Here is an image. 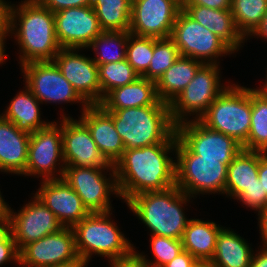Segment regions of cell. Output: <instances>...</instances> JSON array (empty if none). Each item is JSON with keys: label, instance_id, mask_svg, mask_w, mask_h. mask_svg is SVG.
Listing matches in <instances>:
<instances>
[{"label": "cell", "instance_id": "obj_51", "mask_svg": "<svg viewBox=\"0 0 267 267\" xmlns=\"http://www.w3.org/2000/svg\"><path fill=\"white\" fill-rule=\"evenodd\" d=\"M6 0H0V22L6 17Z\"/></svg>", "mask_w": 267, "mask_h": 267}, {"label": "cell", "instance_id": "obj_27", "mask_svg": "<svg viewBox=\"0 0 267 267\" xmlns=\"http://www.w3.org/2000/svg\"><path fill=\"white\" fill-rule=\"evenodd\" d=\"M204 63L187 56H180L156 81L158 98L170 104L190 83Z\"/></svg>", "mask_w": 267, "mask_h": 267}, {"label": "cell", "instance_id": "obj_54", "mask_svg": "<svg viewBox=\"0 0 267 267\" xmlns=\"http://www.w3.org/2000/svg\"><path fill=\"white\" fill-rule=\"evenodd\" d=\"M177 1L181 6H183L186 2V0H175Z\"/></svg>", "mask_w": 267, "mask_h": 267}, {"label": "cell", "instance_id": "obj_16", "mask_svg": "<svg viewBox=\"0 0 267 267\" xmlns=\"http://www.w3.org/2000/svg\"><path fill=\"white\" fill-rule=\"evenodd\" d=\"M181 9L175 0H132L129 32L157 39L168 38Z\"/></svg>", "mask_w": 267, "mask_h": 267}, {"label": "cell", "instance_id": "obj_31", "mask_svg": "<svg viewBox=\"0 0 267 267\" xmlns=\"http://www.w3.org/2000/svg\"><path fill=\"white\" fill-rule=\"evenodd\" d=\"M251 126L242 149L267 153V97L251 88Z\"/></svg>", "mask_w": 267, "mask_h": 267}, {"label": "cell", "instance_id": "obj_19", "mask_svg": "<svg viewBox=\"0 0 267 267\" xmlns=\"http://www.w3.org/2000/svg\"><path fill=\"white\" fill-rule=\"evenodd\" d=\"M54 17L61 48L87 49L93 39L103 32L92 6L63 9L54 12Z\"/></svg>", "mask_w": 267, "mask_h": 267}, {"label": "cell", "instance_id": "obj_46", "mask_svg": "<svg viewBox=\"0 0 267 267\" xmlns=\"http://www.w3.org/2000/svg\"><path fill=\"white\" fill-rule=\"evenodd\" d=\"M259 232L262 238V246L267 247V207L258 212Z\"/></svg>", "mask_w": 267, "mask_h": 267}, {"label": "cell", "instance_id": "obj_10", "mask_svg": "<svg viewBox=\"0 0 267 267\" xmlns=\"http://www.w3.org/2000/svg\"><path fill=\"white\" fill-rule=\"evenodd\" d=\"M108 171L109 174H106ZM104 174L110 176L107 178ZM62 178L77 193L90 213L110 212L111 194L120 198L114 168L65 166Z\"/></svg>", "mask_w": 267, "mask_h": 267}, {"label": "cell", "instance_id": "obj_40", "mask_svg": "<svg viewBox=\"0 0 267 267\" xmlns=\"http://www.w3.org/2000/svg\"><path fill=\"white\" fill-rule=\"evenodd\" d=\"M51 12H59L63 9L91 6L92 0H38Z\"/></svg>", "mask_w": 267, "mask_h": 267}, {"label": "cell", "instance_id": "obj_7", "mask_svg": "<svg viewBox=\"0 0 267 267\" xmlns=\"http://www.w3.org/2000/svg\"><path fill=\"white\" fill-rule=\"evenodd\" d=\"M251 88L228 86L199 120L208 128L233 137L243 145L251 126Z\"/></svg>", "mask_w": 267, "mask_h": 267}, {"label": "cell", "instance_id": "obj_14", "mask_svg": "<svg viewBox=\"0 0 267 267\" xmlns=\"http://www.w3.org/2000/svg\"><path fill=\"white\" fill-rule=\"evenodd\" d=\"M177 138L201 158L222 159L229 165L242 145L233 137L206 127L199 119H189L176 125Z\"/></svg>", "mask_w": 267, "mask_h": 267}, {"label": "cell", "instance_id": "obj_18", "mask_svg": "<svg viewBox=\"0 0 267 267\" xmlns=\"http://www.w3.org/2000/svg\"><path fill=\"white\" fill-rule=\"evenodd\" d=\"M62 118V148L65 166L114 168L98 149L87 126L80 120Z\"/></svg>", "mask_w": 267, "mask_h": 267}, {"label": "cell", "instance_id": "obj_8", "mask_svg": "<svg viewBox=\"0 0 267 267\" xmlns=\"http://www.w3.org/2000/svg\"><path fill=\"white\" fill-rule=\"evenodd\" d=\"M219 64H203L177 97L169 104L171 118L177 125L189 116L199 119L213 101L229 86L221 84ZM223 85V86H222Z\"/></svg>", "mask_w": 267, "mask_h": 267}, {"label": "cell", "instance_id": "obj_43", "mask_svg": "<svg viewBox=\"0 0 267 267\" xmlns=\"http://www.w3.org/2000/svg\"><path fill=\"white\" fill-rule=\"evenodd\" d=\"M11 35V31H10V24L9 21L7 19V17H5L1 22H0V64H3V62H5L6 58L8 57V55H5V51L6 49L5 47V39H7V36Z\"/></svg>", "mask_w": 267, "mask_h": 267}, {"label": "cell", "instance_id": "obj_20", "mask_svg": "<svg viewBox=\"0 0 267 267\" xmlns=\"http://www.w3.org/2000/svg\"><path fill=\"white\" fill-rule=\"evenodd\" d=\"M41 181L35 196L64 227H73L90 214L81 198L63 178Z\"/></svg>", "mask_w": 267, "mask_h": 267}, {"label": "cell", "instance_id": "obj_21", "mask_svg": "<svg viewBox=\"0 0 267 267\" xmlns=\"http://www.w3.org/2000/svg\"><path fill=\"white\" fill-rule=\"evenodd\" d=\"M79 119L89 129L92 139L106 160L114 165L125 151L124 144L114 127L112 114L100 104L88 105Z\"/></svg>", "mask_w": 267, "mask_h": 267}, {"label": "cell", "instance_id": "obj_15", "mask_svg": "<svg viewBox=\"0 0 267 267\" xmlns=\"http://www.w3.org/2000/svg\"><path fill=\"white\" fill-rule=\"evenodd\" d=\"M30 201L18 213L9 207L10 232L19 251L28 243L55 234L64 227L35 195Z\"/></svg>", "mask_w": 267, "mask_h": 267}, {"label": "cell", "instance_id": "obj_30", "mask_svg": "<svg viewBox=\"0 0 267 267\" xmlns=\"http://www.w3.org/2000/svg\"><path fill=\"white\" fill-rule=\"evenodd\" d=\"M103 31L129 32L132 0H92Z\"/></svg>", "mask_w": 267, "mask_h": 267}, {"label": "cell", "instance_id": "obj_11", "mask_svg": "<svg viewBox=\"0 0 267 267\" xmlns=\"http://www.w3.org/2000/svg\"><path fill=\"white\" fill-rule=\"evenodd\" d=\"M87 267L76 249L72 227H63L25 245L19 251V267Z\"/></svg>", "mask_w": 267, "mask_h": 267}, {"label": "cell", "instance_id": "obj_45", "mask_svg": "<svg viewBox=\"0 0 267 267\" xmlns=\"http://www.w3.org/2000/svg\"><path fill=\"white\" fill-rule=\"evenodd\" d=\"M250 267H267V247L262 246L260 251L253 253Z\"/></svg>", "mask_w": 267, "mask_h": 267}, {"label": "cell", "instance_id": "obj_26", "mask_svg": "<svg viewBox=\"0 0 267 267\" xmlns=\"http://www.w3.org/2000/svg\"><path fill=\"white\" fill-rule=\"evenodd\" d=\"M24 89L16 94L7 109L0 115L14 123L19 130L32 134L46 127L50 122L41 119L39 104L42 103L26 86Z\"/></svg>", "mask_w": 267, "mask_h": 267}, {"label": "cell", "instance_id": "obj_52", "mask_svg": "<svg viewBox=\"0 0 267 267\" xmlns=\"http://www.w3.org/2000/svg\"><path fill=\"white\" fill-rule=\"evenodd\" d=\"M267 73V71H266ZM266 79H265V84H263V86H261V88L257 87V88H254L258 93H260L262 96H265L267 97V74L265 75Z\"/></svg>", "mask_w": 267, "mask_h": 267}, {"label": "cell", "instance_id": "obj_3", "mask_svg": "<svg viewBox=\"0 0 267 267\" xmlns=\"http://www.w3.org/2000/svg\"><path fill=\"white\" fill-rule=\"evenodd\" d=\"M191 199L174 185L161 191L140 193L131 197L126 204L149 228L150 235L182 240L190 220L185 215L184 206Z\"/></svg>", "mask_w": 267, "mask_h": 267}, {"label": "cell", "instance_id": "obj_13", "mask_svg": "<svg viewBox=\"0 0 267 267\" xmlns=\"http://www.w3.org/2000/svg\"><path fill=\"white\" fill-rule=\"evenodd\" d=\"M21 71L25 86L42 104L82 103V111L88 106L53 61L26 63Z\"/></svg>", "mask_w": 267, "mask_h": 267}, {"label": "cell", "instance_id": "obj_9", "mask_svg": "<svg viewBox=\"0 0 267 267\" xmlns=\"http://www.w3.org/2000/svg\"><path fill=\"white\" fill-rule=\"evenodd\" d=\"M170 38L179 49L180 56H187L204 64H219V56L235 53L216 34L193 20L182 9L177 15Z\"/></svg>", "mask_w": 267, "mask_h": 267}, {"label": "cell", "instance_id": "obj_50", "mask_svg": "<svg viewBox=\"0 0 267 267\" xmlns=\"http://www.w3.org/2000/svg\"><path fill=\"white\" fill-rule=\"evenodd\" d=\"M3 199L0 191V219L1 218H9V204H7Z\"/></svg>", "mask_w": 267, "mask_h": 267}, {"label": "cell", "instance_id": "obj_24", "mask_svg": "<svg viewBox=\"0 0 267 267\" xmlns=\"http://www.w3.org/2000/svg\"><path fill=\"white\" fill-rule=\"evenodd\" d=\"M105 110H118L148 105H169L157 95L156 82L142 76L128 85L111 90L101 101Z\"/></svg>", "mask_w": 267, "mask_h": 267}, {"label": "cell", "instance_id": "obj_42", "mask_svg": "<svg viewBox=\"0 0 267 267\" xmlns=\"http://www.w3.org/2000/svg\"><path fill=\"white\" fill-rule=\"evenodd\" d=\"M184 5H201L211 9L230 10L231 0H186Z\"/></svg>", "mask_w": 267, "mask_h": 267}, {"label": "cell", "instance_id": "obj_36", "mask_svg": "<svg viewBox=\"0 0 267 267\" xmlns=\"http://www.w3.org/2000/svg\"><path fill=\"white\" fill-rule=\"evenodd\" d=\"M153 56V37L128 32L126 60L142 76L149 68Z\"/></svg>", "mask_w": 267, "mask_h": 267}, {"label": "cell", "instance_id": "obj_33", "mask_svg": "<svg viewBox=\"0 0 267 267\" xmlns=\"http://www.w3.org/2000/svg\"><path fill=\"white\" fill-rule=\"evenodd\" d=\"M230 10L238 30L247 39L261 23L267 11V0H231Z\"/></svg>", "mask_w": 267, "mask_h": 267}, {"label": "cell", "instance_id": "obj_41", "mask_svg": "<svg viewBox=\"0 0 267 267\" xmlns=\"http://www.w3.org/2000/svg\"><path fill=\"white\" fill-rule=\"evenodd\" d=\"M197 262L198 260L188 251L183 250L163 267H193Z\"/></svg>", "mask_w": 267, "mask_h": 267}, {"label": "cell", "instance_id": "obj_49", "mask_svg": "<svg viewBox=\"0 0 267 267\" xmlns=\"http://www.w3.org/2000/svg\"><path fill=\"white\" fill-rule=\"evenodd\" d=\"M10 233L9 218L0 219V242Z\"/></svg>", "mask_w": 267, "mask_h": 267}, {"label": "cell", "instance_id": "obj_39", "mask_svg": "<svg viewBox=\"0 0 267 267\" xmlns=\"http://www.w3.org/2000/svg\"><path fill=\"white\" fill-rule=\"evenodd\" d=\"M14 261L19 264V250L11 232L0 242V266Z\"/></svg>", "mask_w": 267, "mask_h": 267}, {"label": "cell", "instance_id": "obj_37", "mask_svg": "<svg viewBox=\"0 0 267 267\" xmlns=\"http://www.w3.org/2000/svg\"><path fill=\"white\" fill-rule=\"evenodd\" d=\"M150 242L154 262H151L145 255L138 253L135 250V255L150 267H163L183 251L182 240L179 239L151 235Z\"/></svg>", "mask_w": 267, "mask_h": 267}, {"label": "cell", "instance_id": "obj_34", "mask_svg": "<svg viewBox=\"0 0 267 267\" xmlns=\"http://www.w3.org/2000/svg\"><path fill=\"white\" fill-rule=\"evenodd\" d=\"M98 74L101 101L111 90L128 85L140 77L126 59L98 65Z\"/></svg>", "mask_w": 267, "mask_h": 267}, {"label": "cell", "instance_id": "obj_1", "mask_svg": "<svg viewBox=\"0 0 267 267\" xmlns=\"http://www.w3.org/2000/svg\"><path fill=\"white\" fill-rule=\"evenodd\" d=\"M177 143H159L123 152L114 164L119 196L125 202L144 192L161 191L176 183L175 160L169 155Z\"/></svg>", "mask_w": 267, "mask_h": 267}, {"label": "cell", "instance_id": "obj_48", "mask_svg": "<svg viewBox=\"0 0 267 267\" xmlns=\"http://www.w3.org/2000/svg\"><path fill=\"white\" fill-rule=\"evenodd\" d=\"M250 37L257 39L264 38L265 40L267 39V11L263 16V19L261 20V23L254 29V31L249 35ZM267 41V40H266Z\"/></svg>", "mask_w": 267, "mask_h": 267}, {"label": "cell", "instance_id": "obj_17", "mask_svg": "<svg viewBox=\"0 0 267 267\" xmlns=\"http://www.w3.org/2000/svg\"><path fill=\"white\" fill-rule=\"evenodd\" d=\"M79 50L81 49L61 48L53 62L88 105L100 104L101 86L98 65L92 57L78 54Z\"/></svg>", "mask_w": 267, "mask_h": 267}, {"label": "cell", "instance_id": "obj_4", "mask_svg": "<svg viewBox=\"0 0 267 267\" xmlns=\"http://www.w3.org/2000/svg\"><path fill=\"white\" fill-rule=\"evenodd\" d=\"M112 114L114 127L125 150L159 143H177L176 124L169 105H148L118 110Z\"/></svg>", "mask_w": 267, "mask_h": 267}, {"label": "cell", "instance_id": "obj_2", "mask_svg": "<svg viewBox=\"0 0 267 267\" xmlns=\"http://www.w3.org/2000/svg\"><path fill=\"white\" fill-rule=\"evenodd\" d=\"M19 3L11 5L7 2L6 5L11 37L14 34L20 49L18 63L22 66L30 62L53 61L61 49L56 36L54 13L38 0Z\"/></svg>", "mask_w": 267, "mask_h": 267}, {"label": "cell", "instance_id": "obj_5", "mask_svg": "<svg viewBox=\"0 0 267 267\" xmlns=\"http://www.w3.org/2000/svg\"><path fill=\"white\" fill-rule=\"evenodd\" d=\"M110 215L112 211L90 213L72 227L83 265H88L93 254L108 258L109 264L129 259L135 254L133 244L120 232Z\"/></svg>", "mask_w": 267, "mask_h": 267}, {"label": "cell", "instance_id": "obj_35", "mask_svg": "<svg viewBox=\"0 0 267 267\" xmlns=\"http://www.w3.org/2000/svg\"><path fill=\"white\" fill-rule=\"evenodd\" d=\"M179 57V49L170 37L153 38V56L142 77L156 82Z\"/></svg>", "mask_w": 267, "mask_h": 267}, {"label": "cell", "instance_id": "obj_38", "mask_svg": "<svg viewBox=\"0 0 267 267\" xmlns=\"http://www.w3.org/2000/svg\"><path fill=\"white\" fill-rule=\"evenodd\" d=\"M236 199L256 212H260L267 207V193L263 190L259 178H256V182L252 186L244 188Z\"/></svg>", "mask_w": 267, "mask_h": 267}, {"label": "cell", "instance_id": "obj_12", "mask_svg": "<svg viewBox=\"0 0 267 267\" xmlns=\"http://www.w3.org/2000/svg\"><path fill=\"white\" fill-rule=\"evenodd\" d=\"M60 122V124L50 122L46 127L30 134L25 177L36 176L41 177L42 180L63 177L65 164L62 148V120Z\"/></svg>", "mask_w": 267, "mask_h": 267}, {"label": "cell", "instance_id": "obj_23", "mask_svg": "<svg viewBox=\"0 0 267 267\" xmlns=\"http://www.w3.org/2000/svg\"><path fill=\"white\" fill-rule=\"evenodd\" d=\"M182 10L193 20L222 39L234 52L247 40L238 30L231 10L211 9L201 5H183Z\"/></svg>", "mask_w": 267, "mask_h": 267}, {"label": "cell", "instance_id": "obj_53", "mask_svg": "<svg viewBox=\"0 0 267 267\" xmlns=\"http://www.w3.org/2000/svg\"><path fill=\"white\" fill-rule=\"evenodd\" d=\"M197 267H218V266L211 263L210 261H198Z\"/></svg>", "mask_w": 267, "mask_h": 267}, {"label": "cell", "instance_id": "obj_44", "mask_svg": "<svg viewBox=\"0 0 267 267\" xmlns=\"http://www.w3.org/2000/svg\"><path fill=\"white\" fill-rule=\"evenodd\" d=\"M258 178L263 190L267 193V153L259 152Z\"/></svg>", "mask_w": 267, "mask_h": 267}, {"label": "cell", "instance_id": "obj_22", "mask_svg": "<svg viewBox=\"0 0 267 267\" xmlns=\"http://www.w3.org/2000/svg\"><path fill=\"white\" fill-rule=\"evenodd\" d=\"M30 134L0 115V172L24 175Z\"/></svg>", "mask_w": 267, "mask_h": 267}, {"label": "cell", "instance_id": "obj_25", "mask_svg": "<svg viewBox=\"0 0 267 267\" xmlns=\"http://www.w3.org/2000/svg\"><path fill=\"white\" fill-rule=\"evenodd\" d=\"M223 226L213 221L190 219L182 237L183 250L198 261H211L216 249L217 235Z\"/></svg>", "mask_w": 267, "mask_h": 267}, {"label": "cell", "instance_id": "obj_6", "mask_svg": "<svg viewBox=\"0 0 267 267\" xmlns=\"http://www.w3.org/2000/svg\"><path fill=\"white\" fill-rule=\"evenodd\" d=\"M176 183L184 193L194 199L199 194H223L228 165L222 159L201 158L193 154L178 138L175 151Z\"/></svg>", "mask_w": 267, "mask_h": 267}, {"label": "cell", "instance_id": "obj_47", "mask_svg": "<svg viewBox=\"0 0 267 267\" xmlns=\"http://www.w3.org/2000/svg\"><path fill=\"white\" fill-rule=\"evenodd\" d=\"M110 267H150L148 264L143 263L135 254L126 260L110 263Z\"/></svg>", "mask_w": 267, "mask_h": 267}, {"label": "cell", "instance_id": "obj_28", "mask_svg": "<svg viewBox=\"0 0 267 267\" xmlns=\"http://www.w3.org/2000/svg\"><path fill=\"white\" fill-rule=\"evenodd\" d=\"M248 241L231 229L223 227L217 235L211 263L218 267H250L254 250Z\"/></svg>", "mask_w": 267, "mask_h": 267}, {"label": "cell", "instance_id": "obj_32", "mask_svg": "<svg viewBox=\"0 0 267 267\" xmlns=\"http://www.w3.org/2000/svg\"><path fill=\"white\" fill-rule=\"evenodd\" d=\"M128 32L103 31L96 36L88 48L94 50L96 56L92 58L97 65L119 62L126 59Z\"/></svg>", "mask_w": 267, "mask_h": 267}, {"label": "cell", "instance_id": "obj_29", "mask_svg": "<svg viewBox=\"0 0 267 267\" xmlns=\"http://www.w3.org/2000/svg\"><path fill=\"white\" fill-rule=\"evenodd\" d=\"M259 152L241 149L228 165L225 194L236 198L258 178Z\"/></svg>", "mask_w": 267, "mask_h": 267}]
</instances>
